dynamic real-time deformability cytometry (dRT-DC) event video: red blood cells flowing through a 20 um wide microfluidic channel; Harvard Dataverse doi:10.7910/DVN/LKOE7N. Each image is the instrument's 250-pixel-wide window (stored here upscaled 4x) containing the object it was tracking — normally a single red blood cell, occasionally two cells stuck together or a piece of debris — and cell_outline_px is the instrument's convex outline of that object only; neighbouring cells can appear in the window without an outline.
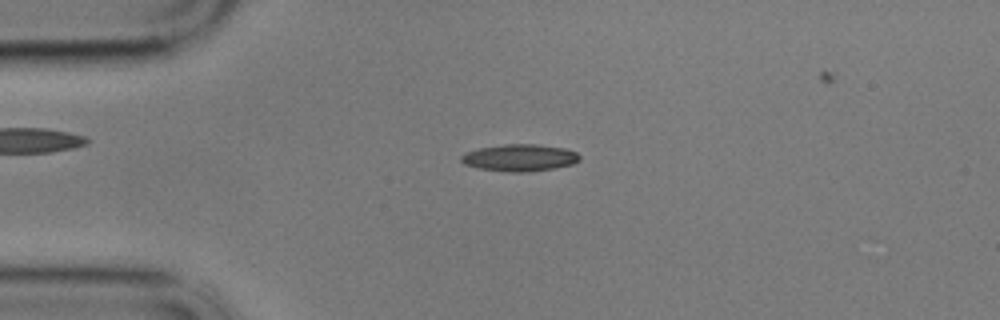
{"species": "common noctule bat (a hibernating species)", "species_latin": "Nyctalus noctula", "temperature_condition": "cold", "stored_images_in_passage": 52, "camera_frame_rate_fps": 3000, "um_per_image_px": 0.085, "animal": {"sex": "male", "body_mass_g": 17.9}, "frame": {"image": 1, "passage_image": 13, "time_ms": 4.0, "image_size_px": [1000, 320], "cell_outline_px": [[580, 160], [572, 164], [552, 168], [528, 172], [508, 172], [480, 168], [464, 164], [460, 160], [460, 156], [464, 152], [480, 148], [504, 144], [536, 144], [564, 148], [576, 152], [580, 156]], "centroid_in_image_um": [44.15, 13.4], "position_along_channel_um": 40.8, "area_um2": 18.55}}
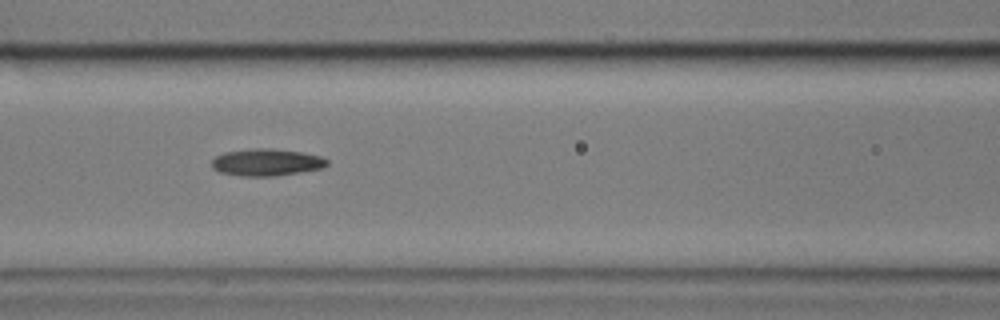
{"frame": {"image": 2, "passage_image": 24, "time_ms": 7.667, "image_size_px": [1000, 320], "cell_outline_px": [[328, 164], [320, 168], [300, 172], [272, 176], [240, 176], [220, 172], [212, 168], [212, 160], [216, 156], [224, 152], [256, 148], [272, 148], [300, 152], [320, 156], [328, 160]], "centroid_in_image_um": [22.62, 13.79], "position_along_channel_um": 144.0, "area_um2": 18.03}}
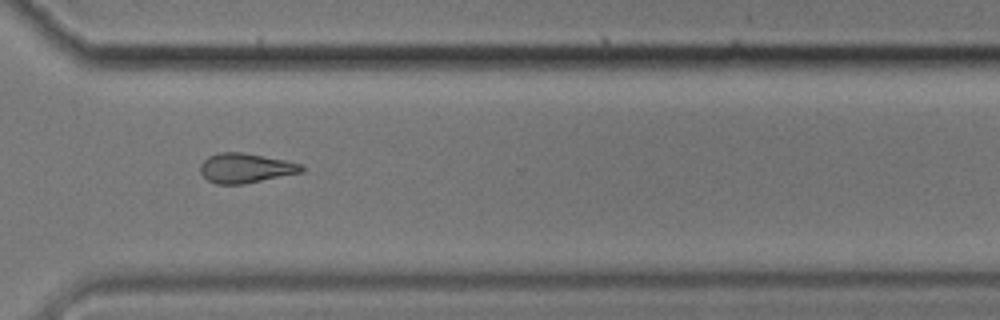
{"frame": {"image": 3, "passage_image": 42, "time_ms": 13.667, "image_size_px": [1000, 320], "cell_outline_px": [[304, 172], [244, 184], [216, 184], [208, 180], [200, 172], [200, 164], [208, 156], [220, 152], [240, 152], [284, 160], [300, 164], [304, 168]], "centroid_in_image_um": [20.85, 14.29], "position_along_channel_um": 349.7, "area_um2": 17.4}}